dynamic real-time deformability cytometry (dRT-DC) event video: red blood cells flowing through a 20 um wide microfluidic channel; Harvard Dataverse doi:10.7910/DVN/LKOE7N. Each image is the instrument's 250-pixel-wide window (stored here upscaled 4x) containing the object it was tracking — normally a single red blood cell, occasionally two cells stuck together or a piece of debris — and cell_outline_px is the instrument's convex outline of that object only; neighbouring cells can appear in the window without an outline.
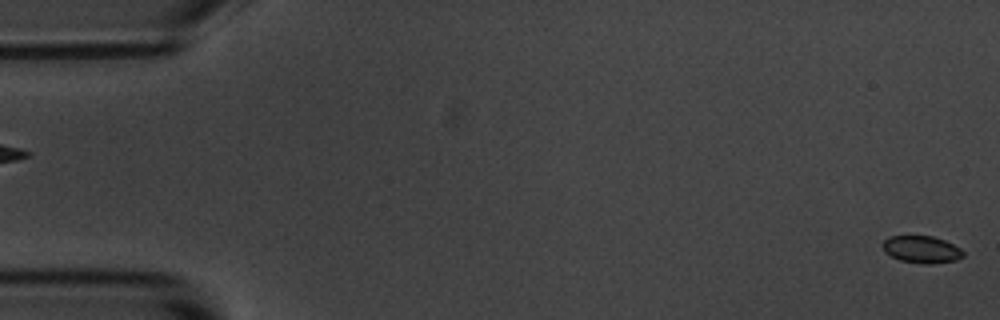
{"species": "common noctule bat (a hibernating species)", "species_latin": "Nyctalus noctula", "temperature_condition": "room temperature", "stored_images_in_passage": 6, "camera_frame_rate_fps": 3000, "um_per_image_px": 0.085, "animal": {"sex": "male", "body_mass_g": 20.1, "forearm_length_mm": 53.5}, "frame": {"image": 1, "passage_image": 1, "time_ms": 0.0, "image_size_px": [1000, 320], "cell_outline_px": [[964, 256], [956, 260], [932, 264], [920, 264], [900, 260], [884, 252], [880, 244], [888, 236], [932, 236], [944, 240], [960, 248], [964, 252]], "centroid_in_image_um": [78.31, 21.2], "position_along_channel_um": 6.7, "area_um2": 12.89}}
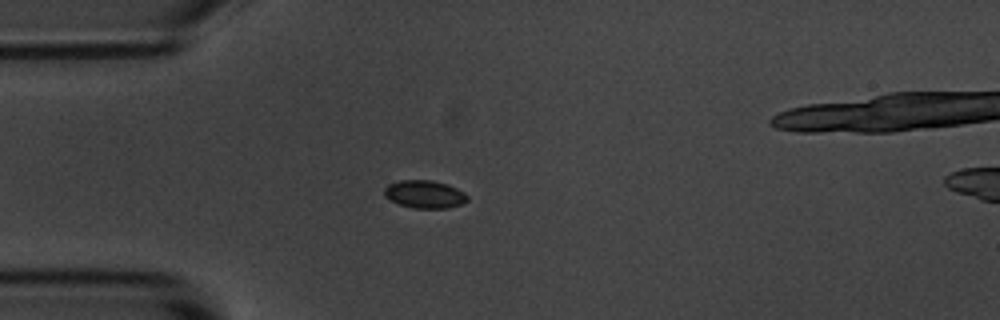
{"frame": {"image": 2, "passage_image": 5, "time_ms": 4.667, "image_size_px": [1000, 320], "cell_outline_px": [[468, 200], [460, 204], [448, 208], [412, 208], [400, 204], [384, 196], [384, 188], [388, 184], [400, 180], [432, 180], [448, 184], [464, 192], [468, 196]], "centroid_in_image_um": [36.09, 16.5], "position_along_channel_um": 48.9, "area_um2": 13.47}}